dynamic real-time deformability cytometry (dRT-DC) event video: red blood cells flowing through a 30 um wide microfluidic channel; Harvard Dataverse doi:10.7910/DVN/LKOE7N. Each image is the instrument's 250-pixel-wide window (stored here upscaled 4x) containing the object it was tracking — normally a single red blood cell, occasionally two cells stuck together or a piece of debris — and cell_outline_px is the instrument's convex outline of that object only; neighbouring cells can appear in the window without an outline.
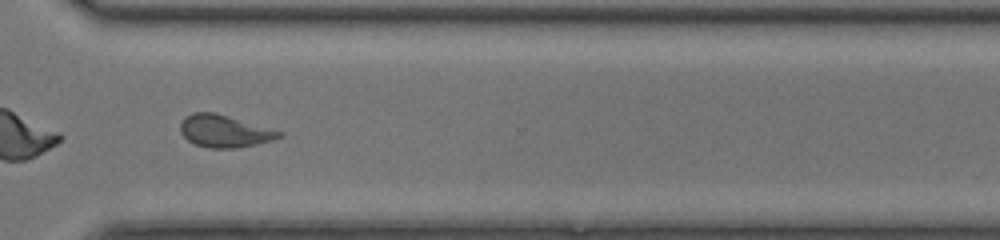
{"species": "common noctule bat (a hibernating species)", "species_latin": "Nyctalus noctula", "temperature_condition": "room temperature", "stored_images_in_passage": 34, "camera_frame_rate_fps": 3000, "um_per_image_px": 0.085, "animal": {"sex": "female", "body_mass_g": 17.0, "forearm_length_mm": 48.0}, "frame": {"image": 1, "passage_image": 25, "time_ms": 8.0, "image_size_px": [1000, 240], "cell_outline_px": [[284, 136], [272, 140], [256, 144], [236, 148], [208, 148], [196, 144], [188, 140], [180, 132], [180, 124], [184, 116], [192, 112], [216, 112], [284, 132]], "centroid_in_image_um": [19.07, 11.13], "position_along_channel_um": 351.5, "area_um2": 18.73}, "authors_computed_cell_mechanics": {"area_um2": 18.2359, "velocity_mm_per_s": 4.3468, "shape_relaxation_time_tau1_ms": 9.4358, "shape_relaxation_time_tau2_ms": 0.9893, "deformation_change_tau1": 0.196, "deformation_change_tau2": 0.0744}}